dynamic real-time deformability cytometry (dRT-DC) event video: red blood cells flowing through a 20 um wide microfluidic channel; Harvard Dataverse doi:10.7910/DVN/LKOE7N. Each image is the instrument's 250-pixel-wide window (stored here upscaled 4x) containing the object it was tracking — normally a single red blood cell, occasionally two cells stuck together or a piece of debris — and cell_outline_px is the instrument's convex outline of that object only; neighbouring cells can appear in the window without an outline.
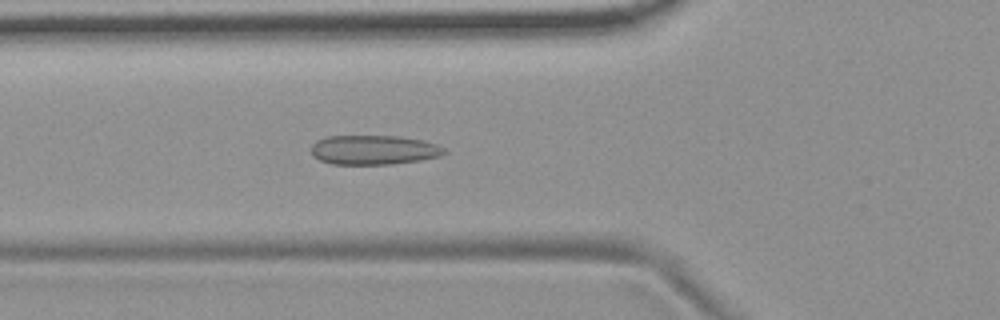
{"species": "common noctule bat (a hibernating species)", "species_latin": "Nyctalus noctula", "temperature_condition": "room temperature", "stored_images_in_passage": 52, "camera_frame_rate_fps": 3000, "um_per_image_px": 0.085, "animal": {"sex": "female", "body_mass_g": 19.9}, "frame": {"image": 1, "passage_image": 18, "time_ms": 5.667, "image_size_px": [1000, 320], "cell_outline_px": [[448, 152], [440, 156], [420, 160], [392, 164], [332, 164], [320, 160], [312, 156], [308, 148], [316, 140], [328, 136], [400, 136], [424, 140], [436, 144], [444, 148]], "centroid_in_image_um": [31.74, 12.74], "position_along_channel_um": 94.1, "area_um2": 23.12}}
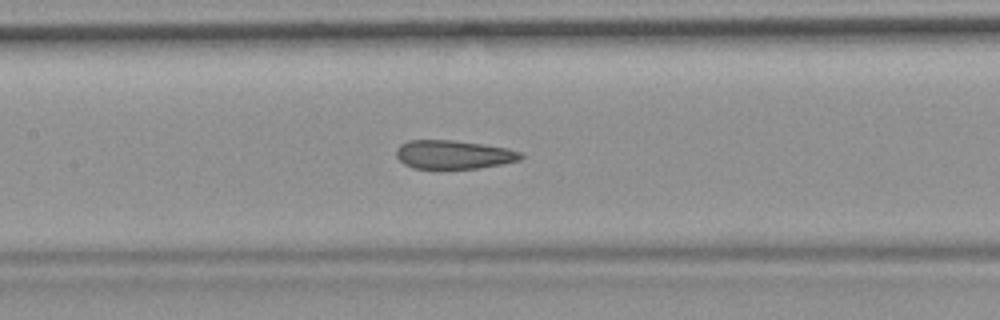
{"frame": {"image": 2, "passage_image": 24, "time_ms": 7.667, "image_size_px": [1000, 320], "cell_outline_px": [[524, 156], [520, 160], [500, 164], [476, 168], [440, 172], [412, 168], [404, 164], [396, 156], [396, 148], [400, 144], [408, 140], [452, 140], [480, 144], [504, 148], [520, 152]], "centroid_in_image_um": [38.46, 13.19], "position_along_channel_um": 168.9, "area_um2": 21.44}}
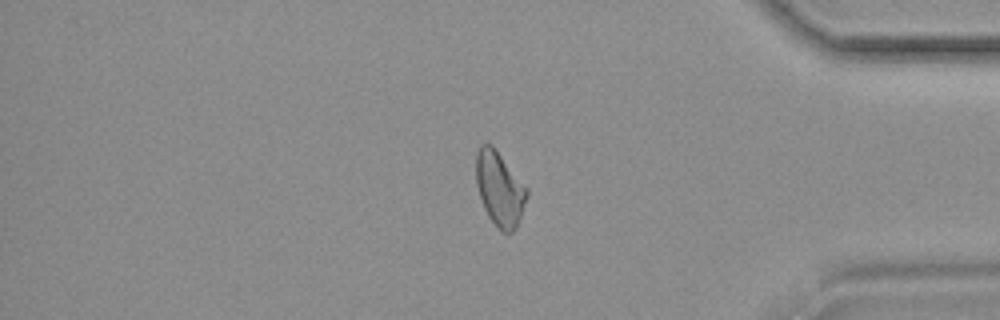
{"frame": {"image": 3, "passage_image": 44, "time_ms": 14.333, "image_size_px": [1000, 320], "cell_outline_px": [[528, 196], [516, 228], [512, 232], [500, 232], [488, 216], [484, 208], [476, 184], [476, 152], [480, 144], [492, 144], [528, 188]], "centroid_in_image_um": [42.47, 16.04], "position_along_channel_um": 392.7, "area_um2": 22.08}, "authors_computed_cell_mechanics": {"area_um2": 22.2819, "velocity_mm_per_s": 3.7284, "shape_relaxation_time_tau1_ms": null, "shape_relaxation_time_tau2_ms": 1.5827, "deformation_change_tau1": null, "deformation_change_tau2": 0.0815}}